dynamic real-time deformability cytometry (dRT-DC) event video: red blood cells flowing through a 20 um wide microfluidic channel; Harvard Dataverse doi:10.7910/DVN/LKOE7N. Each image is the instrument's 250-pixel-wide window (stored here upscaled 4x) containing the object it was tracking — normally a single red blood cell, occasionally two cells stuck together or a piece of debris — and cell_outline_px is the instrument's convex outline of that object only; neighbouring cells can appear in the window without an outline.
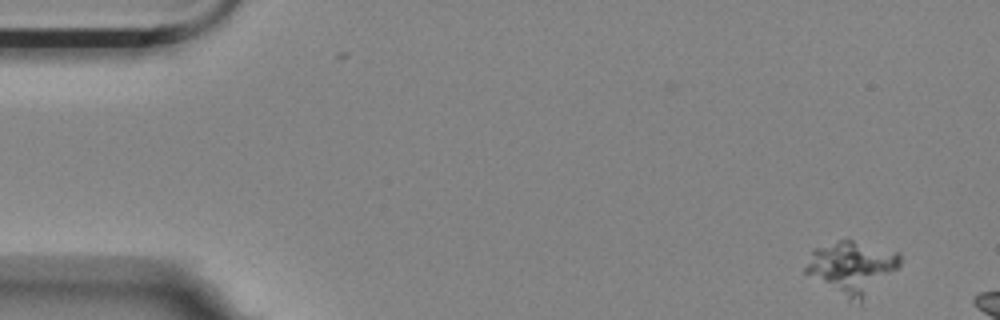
{"species": "Egyptian fruit bat (a non-hibernating species)", "species_latin": "Rousettus aegyptiacus", "temperature_condition": "room temperature", "stored_images_in_passage": 2, "camera_frame_rate_fps": 3000, "um_per_image_px": 0.085, "animal": {"sex": "female"}, "frame": {"image": 1, "passage_image": 2, "time_ms": 0.333, "image_size_px": [1000, 320], "cell_outline_px": [[900, 264], [860, 304], [848, 300], [804, 272], [804, 268], [812, 248], [840, 240], [852, 240], [900, 252]], "centroid_in_image_um": [72.38, 22.74], "position_along_channel_um": 12.6, "area_um2": 28.78}}